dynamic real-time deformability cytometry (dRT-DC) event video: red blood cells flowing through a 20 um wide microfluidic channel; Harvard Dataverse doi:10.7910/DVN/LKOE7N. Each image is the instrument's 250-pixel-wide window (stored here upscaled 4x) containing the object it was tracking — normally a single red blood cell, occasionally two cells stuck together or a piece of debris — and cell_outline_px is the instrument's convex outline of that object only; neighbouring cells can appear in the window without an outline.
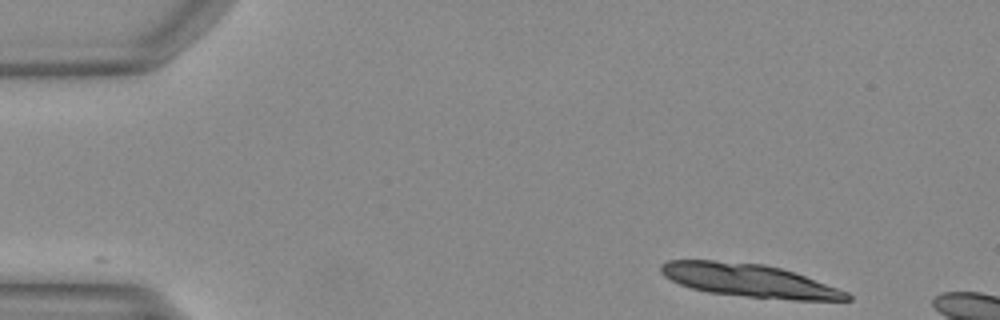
{"species": "Egyptian fruit bat (a non-hibernating species)", "species_latin": "Rousettus aegyptiacus", "temperature_condition": "warm", "stored_images_in_passage": 9, "camera_frame_rate_fps": 3000, "um_per_image_px": 0.085, "animal": {"sex": "female"}, "frame": {"image": 1, "passage_image": 1, "time_ms": 0.0, "image_size_px": [1000, 320], "cell_outline_px": [[852, 300], [792, 300], [748, 296], [708, 292], [692, 288], [680, 284], [664, 276], [660, 272], [660, 264], [668, 260], [712, 260], [764, 264], [780, 268], [804, 276], [848, 292], [852, 296]], "centroid_in_image_um": [63.66, 23.84], "position_along_channel_um": 21.3, "area_um2": 35.43}}